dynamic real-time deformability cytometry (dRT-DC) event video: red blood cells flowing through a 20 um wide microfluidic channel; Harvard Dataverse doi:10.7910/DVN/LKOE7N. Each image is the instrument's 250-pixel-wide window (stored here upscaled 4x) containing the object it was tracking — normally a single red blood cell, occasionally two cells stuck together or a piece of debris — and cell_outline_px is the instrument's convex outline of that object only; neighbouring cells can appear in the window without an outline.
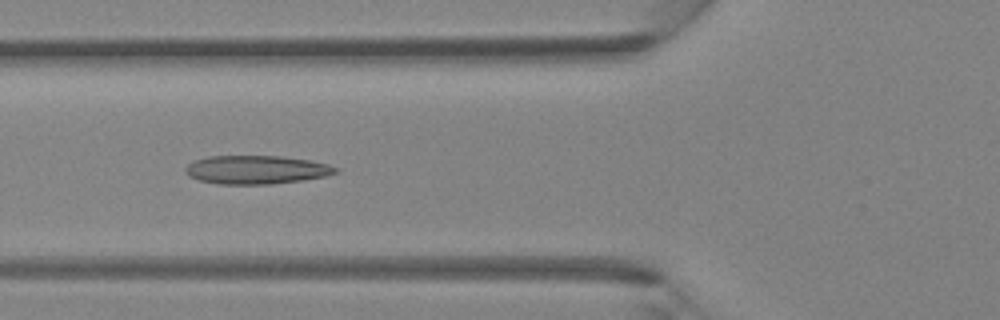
{"species": "Egyptian fruit bat (a non-hibernating species)", "species_latin": "Rousettus aegyptiacus", "temperature_condition": "room temperature", "stored_images_in_passage": 43, "camera_frame_rate_fps": 3000, "um_per_image_px": 0.085, "animal": {"sex": "female"}, "frame": {"image": 1, "passage_image": 16, "time_ms": 5.0, "image_size_px": [1000, 320], "cell_outline_px": [[340, 172], [324, 176], [300, 180], [272, 184], [216, 184], [200, 180], [188, 176], [184, 172], [184, 168], [192, 160], [208, 156], [284, 156], [308, 160], [328, 164], [340, 168]], "centroid_in_image_um": [21.76, 14.42], "position_along_channel_um": 104.0, "area_um2": 25.14}}
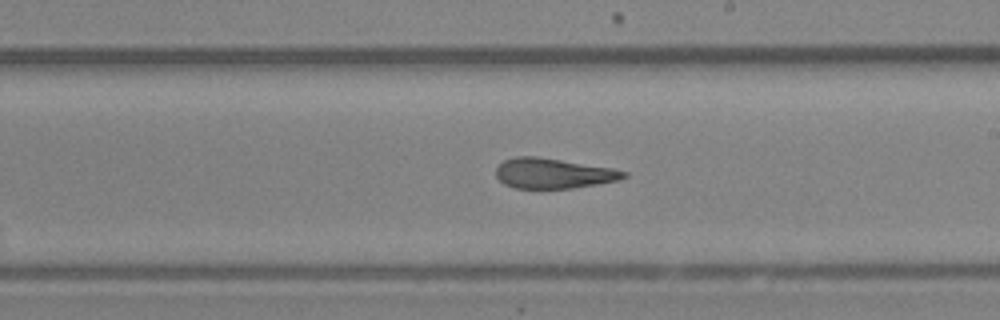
{"frame": {"image": 2, "passage_image": 25, "time_ms": 8.0, "image_size_px": [1000, 320], "cell_outline_px": [[628, 176], [620, 180], [572, 188], [516, 188], [504, 184], [496, 176], [496, 168], [504, 160], [516, 156], [536, 156], [612, 168], [628, 172]], "centroid_in_image_um": [47.04, 14.73], "position_along_channel_um": 242.0, "area_um2": 22.37}}
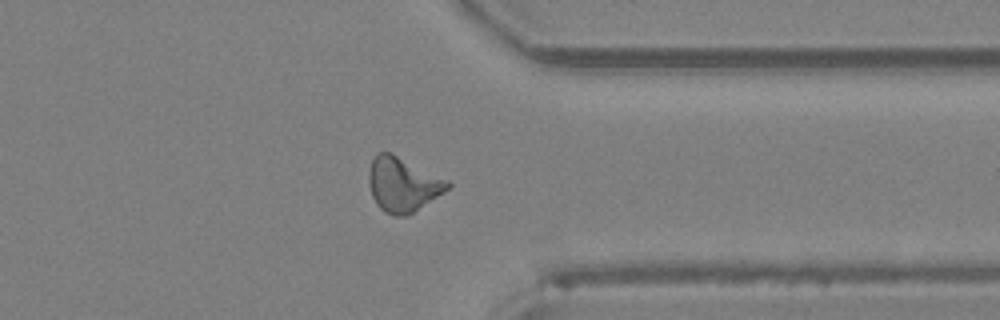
{"frame": {"image": 3, "passage_image": 34, "time_ms": 11.0, "image_size_px": [1000, 320], "cell_outline_px": [[452, 184], [444, 192], [408, 216], [392, 216], [384, 212], [376, 204], [372, 196], [368, 184], [368, 172], [372, 160], [380, 152], [392, 152], [448, 180]], "centroid_in_image_um": [34.22, 15.69], "position_along_channel_um": 377.2, "area_um2": 25.14}}